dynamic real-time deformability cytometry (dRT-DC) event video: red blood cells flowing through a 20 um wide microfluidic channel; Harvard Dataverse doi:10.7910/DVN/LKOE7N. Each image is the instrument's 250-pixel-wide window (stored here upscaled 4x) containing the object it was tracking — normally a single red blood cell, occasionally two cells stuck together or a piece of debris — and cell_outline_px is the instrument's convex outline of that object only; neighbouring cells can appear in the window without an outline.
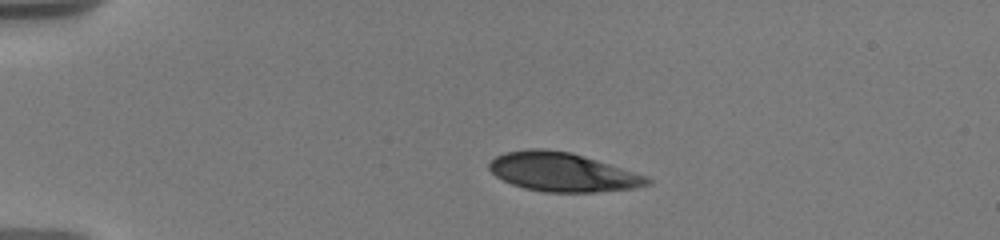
{"species": "human", "species_latin": "Homo sapiens", "temperature_condition": "warm", "stored_images_in_passage": 9, "camera_frame_rate_fps": 3000, "um_per_image_px": 0.085, "donor": {"sex": "male"}, "frame": {"image": 1, "passage_image": 1, "time_ms": 0.0, "image_size_px": [1000, 240], "cell_outline_px": [[652, 184], [636, 188], [596, 192], [544, 192], [524, 188], [512, 184], [496, 176], [488, 168], [488, 164], [496, 156], [504, 152], [528, 148], [544, 148], [572, 152], [648, 176], [652, 180]], "centroid_in_image_um": [47.83, 14.62], "position_along_channel_um": 37.2, "area_um2": 36.07}}
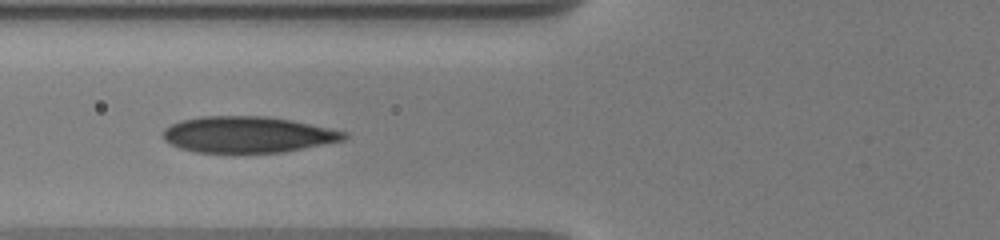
{"frame": {"image": 2, "passage_image": 6, "time_ms": 3.333, "image_size_px": [1000, 240], "cell_outline_px": [[348, 136], [344, 140], [284, 152], [196, 152], [180, 148], [164, 140], [164, 128], [180, 120], [200, 116], [268, 116], [292, 120], [348, 132]], "centroid_in_image_um": [21.07, 11.43], "position_along_channel_um": 104.7, "area_um2": 38.09}}
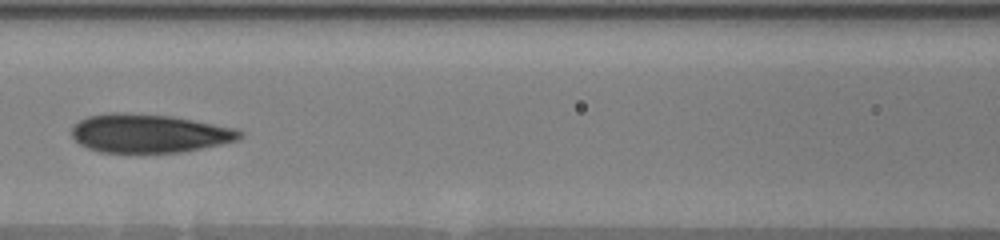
{"frame": {"image": 3, "passage_image": 8, "time_ms": 4.667, "image_size_px": [1000, 240], "cell_outline_px": [[244, 136], [240, 140], [180, 152], [100, 152], [88, 148], [80, 144], [72, 136], [72, 124], [88, 116], [112, 112], [116, 112], [172, 116], [236, 128], [244, 132]], "centroid_in_image_um": [12.69, 11.33], "position_along_channel_um": 153.9, "area_um2": 37.74}}